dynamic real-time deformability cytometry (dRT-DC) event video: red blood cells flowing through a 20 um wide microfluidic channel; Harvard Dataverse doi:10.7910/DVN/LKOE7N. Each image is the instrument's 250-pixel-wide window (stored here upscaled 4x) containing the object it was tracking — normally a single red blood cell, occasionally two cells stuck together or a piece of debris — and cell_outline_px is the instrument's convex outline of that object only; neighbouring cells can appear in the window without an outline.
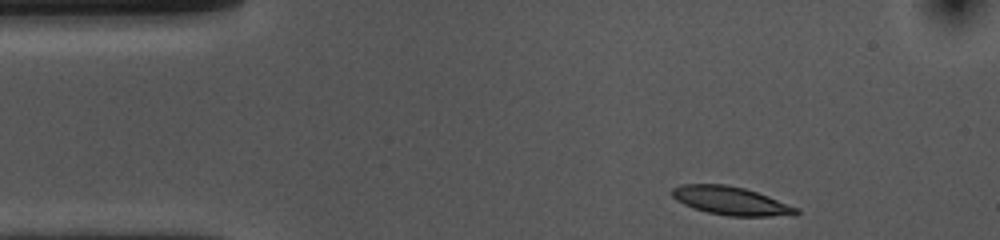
{"species": "common noctule bat (a hibernating species)", "species_latin": "Nyctalus noctula", "temperature_condition": "cold", "stored_images_in_passage": 37, "camera_frame_rate_fps": 3000, "um_per_image_px": 0.085, "animal": {"sex": "female", "body_mass_g": 10.0, "forearm_length_mm": 53.1}, "frame": {"image": 1, "passage_image": 1, "time_ms": 0.0, "image_size_px": [1000, 240], "cell_outline_px": [[800, 212], [768, 216], [728, 216], [708, 212], [692, 208], [676, 200], [672, 196], [672, 188], [680, 184], [728, 184], [744, 188], [768, 196], [800, 208]], "centroid_in_image_um": [62.07, 17.05], "position_along_channel_um": 22.9, "area_um2": 20.35}}
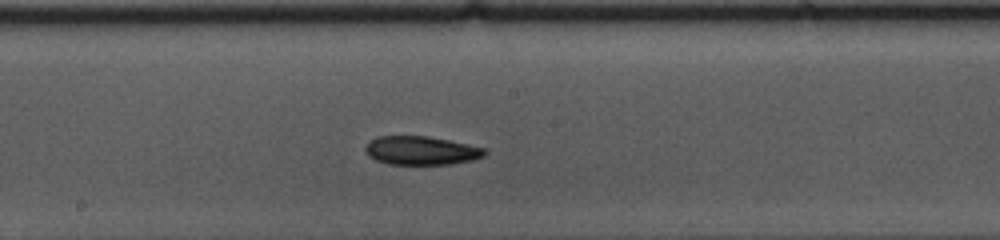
{"frame": {"image": 2, "passage_image": 21, "time_ms": 6.667, "image_size_px": [1000, 240], "cell_outline_px": [[488, 152], [484, 156], [472, 160], [448, 164], [388, 164], [376, 160], [368, 156], [364, 148], [372, 140], [380, 136], [428, 136], [448, 140], [484, 148]], "centroid_in_image_um": [35.8, 12.8], "position_along_channel_um": 212.4, "area_um2": 19.71}}
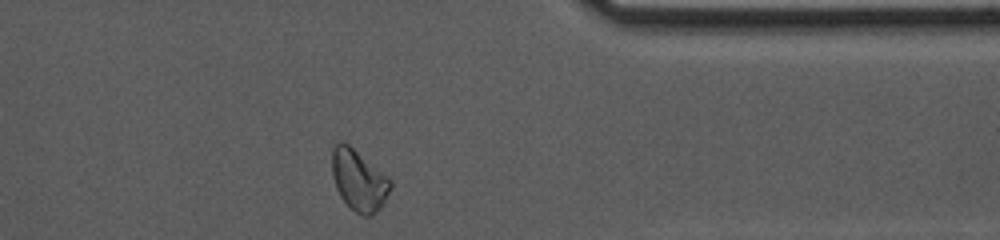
{"frame": {"image": 3, "passage_image": 36, "time_ms": 11.667, "image_size_px": [1000, 240], "cell_outline_px": [[392, 188], [380, 208], [372, 216], [364, 216], [356, 212], [340, 196], [336, 188], [332, 176], [332, 148], [340, 140], [344, 140], [388, 176], [392, 180]], "centroid_in_image_um": [30.5, 15.29], "position_along_channel_um": 380.9, "area_um2": 20.92}}